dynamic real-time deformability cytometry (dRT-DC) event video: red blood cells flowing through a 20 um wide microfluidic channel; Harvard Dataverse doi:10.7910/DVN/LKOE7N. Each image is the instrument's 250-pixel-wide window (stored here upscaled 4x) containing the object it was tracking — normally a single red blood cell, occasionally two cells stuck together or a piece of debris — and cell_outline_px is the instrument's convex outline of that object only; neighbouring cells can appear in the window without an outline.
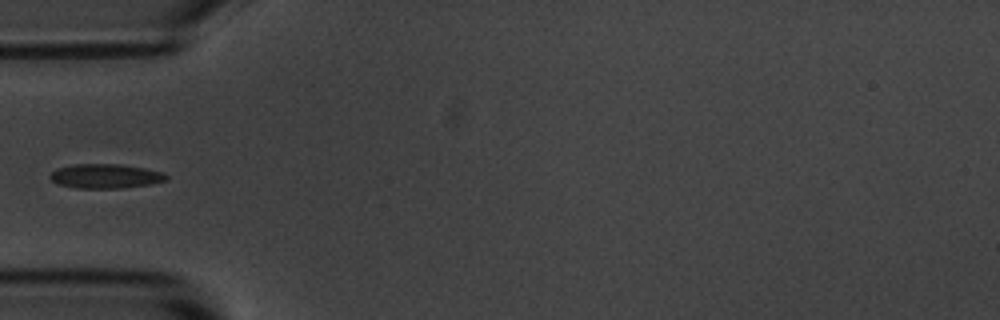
{"species": "common noctule bat (a hibernating species)", "species_latin": "Nyctalus noctula", "temperature_condition": "room temperature", "stored_images_in_passage": 4, "camera_frame_rate_fps": 3000, "um_per_image_px": 0.085, "animal": {"sex": "male", "body_mass_g": 20.1, "forearm_length_mm": 53.5}, "frame": {"image": 1, "passage_image": 4, "time_ms": 4.0, "image_size_px": [1000, 320], "cell_outline_px": [[168, 180], [152, 184], [120, 188], [76, 188], [56, 184], [48, 176], [56, 168], [76, 164], [120, 164], [144, 168], [164, 172], [168, 176]], "centroid_in_image_um": [8.97, 14.97], "position_along_channel_um": 76.0, "area_um2": 16.65}}